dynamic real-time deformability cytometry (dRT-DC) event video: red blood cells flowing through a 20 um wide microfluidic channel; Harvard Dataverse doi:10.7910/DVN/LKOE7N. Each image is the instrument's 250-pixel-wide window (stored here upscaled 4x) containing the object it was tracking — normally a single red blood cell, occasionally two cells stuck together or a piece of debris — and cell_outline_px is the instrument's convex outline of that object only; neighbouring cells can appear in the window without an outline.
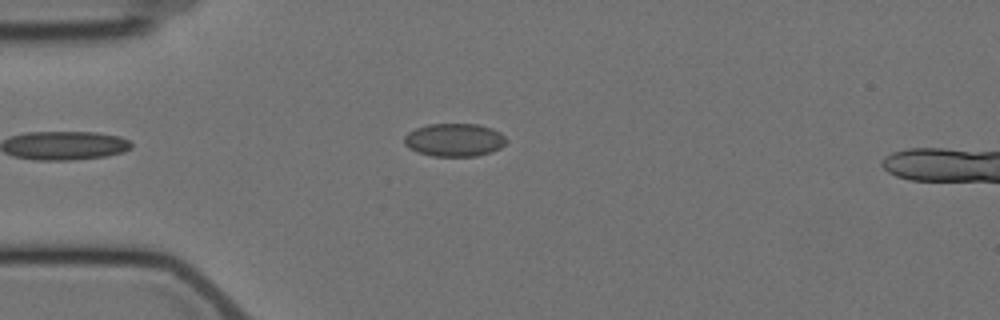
{"species": "Egyptian fruit bat (a non-hibernating species)", "species_latin": "Rousettus aegyptiacus", "temperature_condition": "cold", "stored_images_in_passage": 5, "camera_frame_rate_fps": 3000, "um_per_image_px": 0.085, "animal": {"sex": "female"}, "frame": {"image": 1, "passage_image": 5, "time_ms": 4.667, "image_size_px": [1000, 320], "cell_outline_px": [[508, 140], [500, 148], [492, 152], [476, 156], [432, 156], [416, 152], [408, 148], [404, 144], [404, 136], [408, 132], [416, 128], [428, 124], [476, 124], [492, 128], [500, 132]], "centroid_in_image_um": [38.61, 11.9], "position_along_channel_um": 46.4, "area_um2": 19.83}}